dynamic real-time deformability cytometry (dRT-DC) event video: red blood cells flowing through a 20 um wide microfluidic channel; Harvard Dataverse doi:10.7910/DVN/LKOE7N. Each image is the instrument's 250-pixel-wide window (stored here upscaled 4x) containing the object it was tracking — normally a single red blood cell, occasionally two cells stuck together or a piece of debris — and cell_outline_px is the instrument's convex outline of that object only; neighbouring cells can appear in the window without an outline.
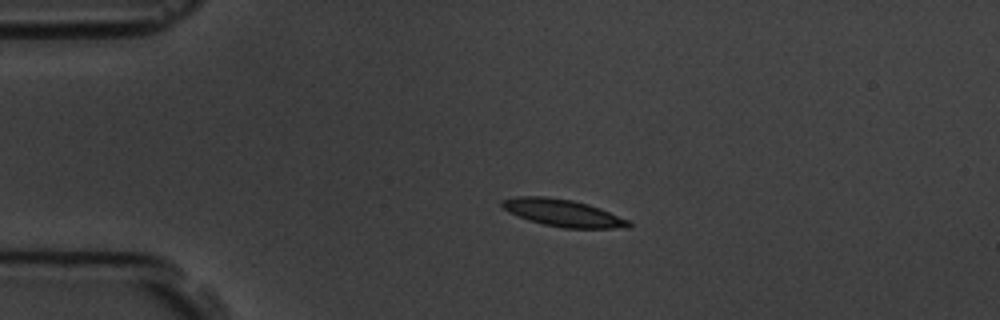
{"species": "common noctule bat (a hibernating species)", "species_latin": "Nyctalus noctula", "temperature_condition": "room temperature", "stored_images_in_passage": 4, "camera_frame_rate_fps": 3000, "um_per_image_px": 0.085, "animal": {"sex": "male", "body_mass_g": 19.5, "forearm_length_mm": 54.6}, "frame": {"image": 1, "passage_image": 3, "time_ms": 2.0, "image_size_px": [1000, 320], "cell_outline_px": [[632, 224], [628, 228], [564, 228], [544, 224], [528, 220], [508, 212], [500, 204], [500, 200], [516, 196], [544, 196], [572, 200], [588, 204], [600, 208], [628, 220]], "centroid_in_image_um": [47.82, 18.09], "position_along_channel_um": 37.2, "area_um2": 20.0}}